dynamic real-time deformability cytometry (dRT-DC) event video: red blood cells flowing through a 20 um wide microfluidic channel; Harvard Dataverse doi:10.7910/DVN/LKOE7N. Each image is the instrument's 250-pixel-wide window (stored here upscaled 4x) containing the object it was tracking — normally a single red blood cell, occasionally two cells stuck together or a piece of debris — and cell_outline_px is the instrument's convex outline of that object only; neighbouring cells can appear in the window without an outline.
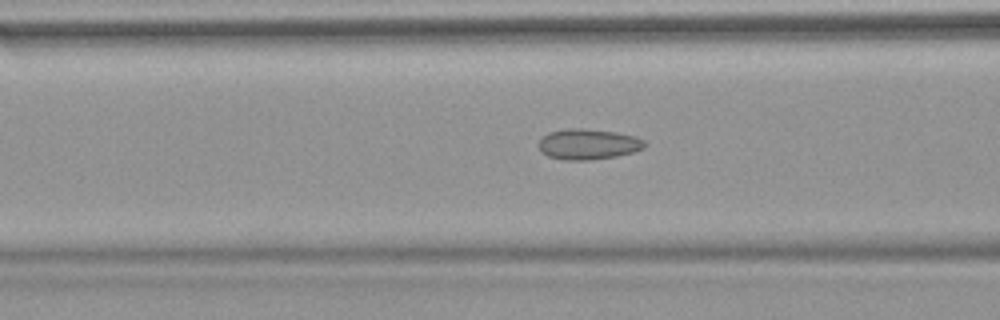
{"species": "common noctule bat (a hibernating species)", "species_latin": "Nyctalus noctula", "temperature_condition": "warm", "stored_images_in_passage": 52, "camera_frame_rate_fps": 3000, "um_per_image_px": 0.085, "animal": {"sex": "female", "body_mass_g": 18.4}, "frame": {"image": 1, "passage_image": 21, "time_ms": 6.667, "image_size_px": [1000, 320], "cell_outline_px": [[648, 144], [644, 148], [632, 152], [616, 156], [588, 160], [564, 160], [548, 156], [540, 152], [536, 144], [548, 132], [564, 128], [584, 128], [616, 132], [636, 136], [644, 140]], "centroid_in_image_um": [49.97, 12.24], "position_along_channel_um": 116.6, "area_um2": 19.19}}
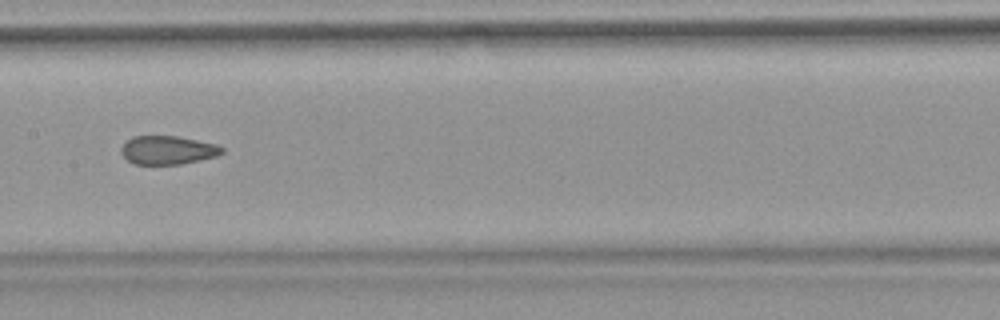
{"frame": {"image": 2, "passage_image": 27, "time_ms": 8.667, "image_size_px": [1000, 320], "cell_outline_px": [[224, 152], [216, 156], [180, 164], [132, 164], [120, 152], [120, 148], [132, 136], [176, 136], [216, 144], [224, 148]], "centroid_in_image_um": [14.24, 12.76], "position_along_channel_um": 193.2, "area_um2": 16.65}}
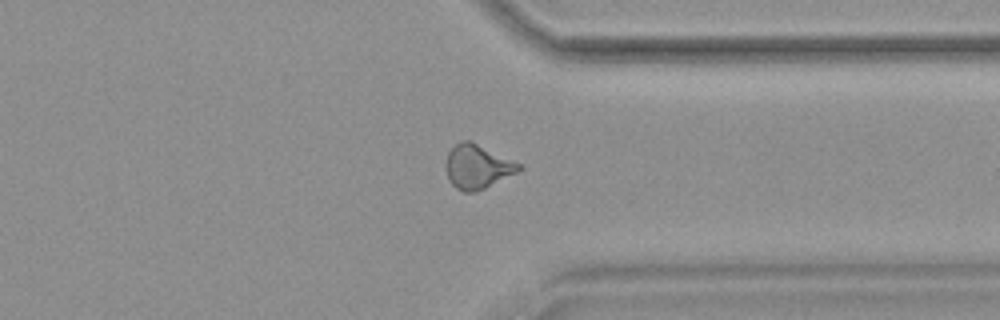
{"frame": {"image": 3, "passage_image": 41, "time_ms": 13.333, "image_size_px": [1000, 320], "cell_outline_px": [[524, 168], [476, 192], [464, 192], [456, 188], [448, 180], [448, 152], [460, 140], [472, 140], [520, 164]], "centroid_in_image_um": [40.59, 14.15], "position_along_channel_um": 370.8, "area_um2": 18.38}}